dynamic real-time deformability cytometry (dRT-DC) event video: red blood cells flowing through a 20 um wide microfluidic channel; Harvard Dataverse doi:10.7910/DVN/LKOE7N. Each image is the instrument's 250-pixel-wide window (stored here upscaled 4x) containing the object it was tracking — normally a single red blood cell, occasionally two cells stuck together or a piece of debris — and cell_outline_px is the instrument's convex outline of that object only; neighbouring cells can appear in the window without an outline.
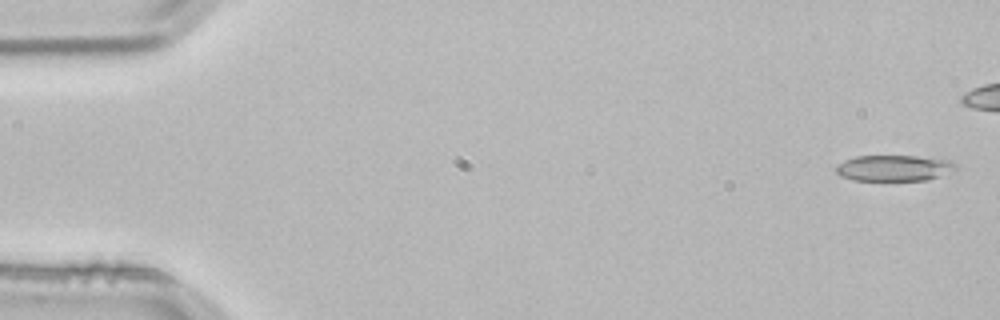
{"species": "common noctule bat (a hibernating species)", "species_latin": "Nyctalus noctula", "temperature_condition": "room temperature", "stored_images_in_passage": 4, "segment_of_instrument_passage": [2, 2], "camera_frame_rate_fps": 3000, "um_per_image_px": 0.085, "animal": {"sex": "male", "body_mass_g": 21.5, "forearm_length_mm": 52.0}, "frame": {"image": 1, "passage_image": 4, "time_ms": 1.0, "image_size_px": [1000, 320], "cell_outline_px": [[956, 168], [940, 176], [928, 180], [852, 180], [840, 176], [836, 172], [836, 164], [844, 160], [856, 156], [916, 156], [948, 160], [956, 164]], "centroid_in_image_um": [75.93, 14.28], "position_along_channel_um": 9.1, "area_um2": 18.03}}